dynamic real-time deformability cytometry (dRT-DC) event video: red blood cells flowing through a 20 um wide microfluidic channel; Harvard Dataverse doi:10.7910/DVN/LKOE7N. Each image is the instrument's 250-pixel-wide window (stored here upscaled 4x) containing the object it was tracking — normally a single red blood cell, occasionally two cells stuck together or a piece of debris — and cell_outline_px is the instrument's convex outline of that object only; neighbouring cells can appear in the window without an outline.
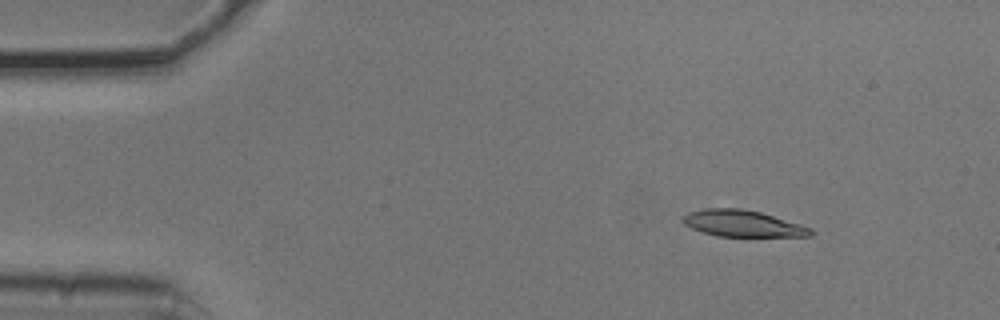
{"species": "common noctule bat (a hibernating species)", "species_latin": "Nyctalus noctula", "temperature_condition": "cold", "stored_images_in_passage": 4, "camera_frame_rate_fps": 3000, "um_per_image_px": 0.085, "animal": {"sex": "male", "body_mass_g": 20.5, "forearm_length_mm": 52.5}, "frame": {"image": 1, "passage_image": 1, "time_ms": 0.0, "image_size_px": [1000, 320], "cell_outline_px": [[816, 232], [812, 236], [716, 236], [692, 228], [684, 224], [680, 220], [680, 216], [688, 212], [704, 208], [744, 208], [760, 212], [800, 224], [812, 228]], "centroid_in_image_um": [63.1, 18.99], "position_along_channel_um": 21.9, "area_um2": 19.88}}
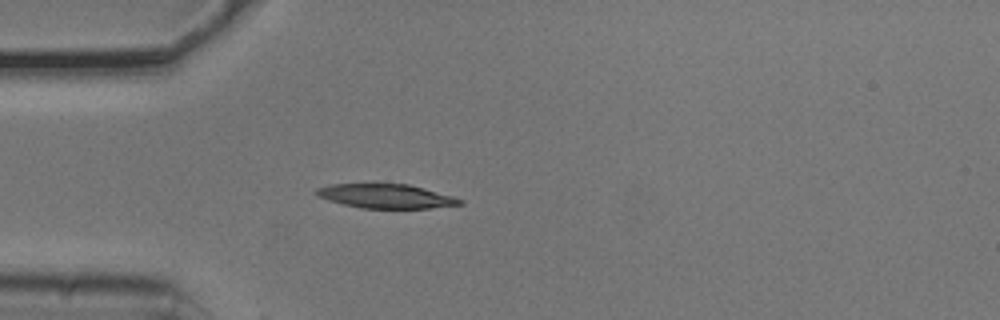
{"frame": {"image": 2, "passage_image": 3, "time_ms": 0.667, "image_size_px": [1000, 320], "cell_outline_px": [[464, 204], [428, 208], [360, 208], [328, 200], [320, 196], [316, 192], [316, 188], [328, 184], [376, 180], [408, 184], [452, 196], [464, 200]], "centroid_in_image_um": [32.74, 16.61], "position_along_channel_um": 52.3, "area_um2": 21.1}}